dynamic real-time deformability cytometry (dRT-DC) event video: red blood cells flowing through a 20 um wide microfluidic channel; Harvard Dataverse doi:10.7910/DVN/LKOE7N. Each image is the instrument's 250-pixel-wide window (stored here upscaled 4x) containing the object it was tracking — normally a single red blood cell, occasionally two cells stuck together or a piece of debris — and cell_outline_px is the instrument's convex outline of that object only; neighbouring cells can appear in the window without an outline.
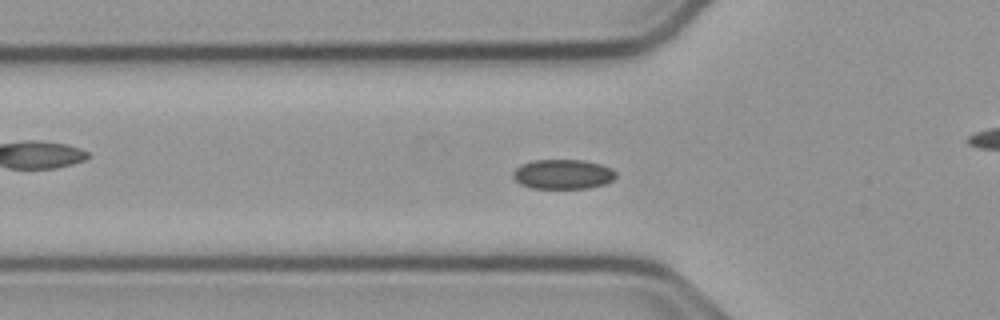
{"species": "common noctule bat (a hibernating species)", "species_latin": "Nyctalus noctula", "temperature_condition": "cold", "stored_images_in_passage": 52, "camera_frame_rate_fps": 3000, "um_per_image_px": 0.085, "animal": {"sex": "male", "body_mass_g": 23.1, "forearm_length_mm": 52.7}, "frame": {"image": 1, "passage_image": 14, "time_ms": 4.333, "image_size_px": [1000, 320], "cell_outline_px": [[616, 176], [612, 180], [604, 184], [588, 188], [532, 188], [520, 184], [512, 176], [512, 172], [520, 164], [532, 160], [584, 160], [600, 164], [612, 168], [616, 172]], "centroid_in_image_um": [47.83, 14.8], "position_along_channel_um": 78.0, "area_um2": 17.86}}
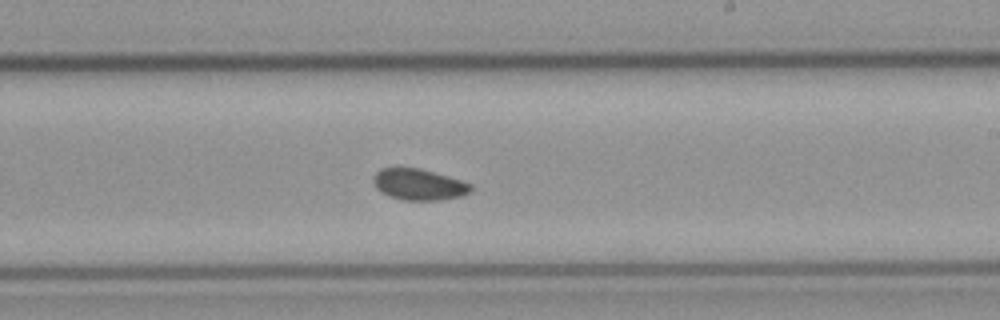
{"frame": {"image": 2, "passage_image": 28, "time_ms": 9.0, "image_size_px": [1000, 320], "cell_outline_px": [[472, 192], [460, 196], [440, 200], [404, 200], [388, 196], [376, 188], [372, 180], [376, 172], [380, 168], [420, 168], [448, 176], [472, 184]], "centroid_in_image_um": [35.6, 15.68], "position_along_channel_um": 253.4, "area_um2": 17.74}}
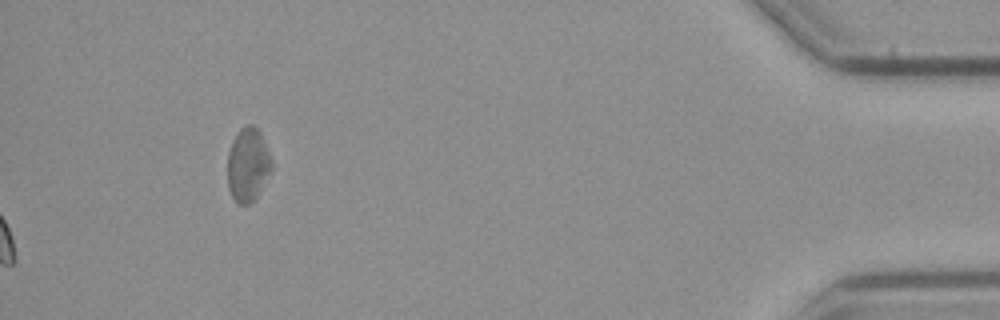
{"frame": {"image": 3, "passage_image": 52, "time_ms": 17.0, "image_size_px": [1000, 320], "cell_outline_px": [[272, 168], [256, 196], [248, 204], [236, 204], [228, 188], [228, 152], [232, 140], [236, 132], [244, 124], [252, 124], [260, 132], [264, 140], [272, 160]], "centroid_in_image_um": [21.05, 13.96], "position_along_channel_um": 414.1, "area_um2": 18.9}}